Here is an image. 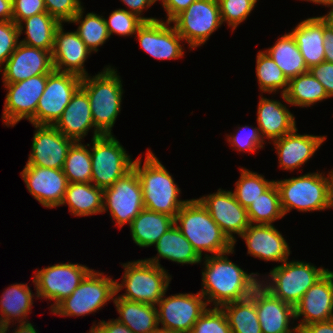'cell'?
<instances>
[{
	"label": "cell",
	"instance_id": "obj_1",
	"mask_svg": "<svg viewBox=\"0 0 333 333\" xmlns=\"http://www.w3.org/2000/svg\"><path fill=\"white\" fill-rule=\"evenodd\" d=\"M234 248L217 255L205 254L202 270V289L199 291L207 304L214 307L250 297L260 284L259 273H247L227 257ZM204 259V260H203Z\"/></svg>",
	"mask_w": 333,
	"mask_h": 333
},
{
	"label": "cell",
	"instance_id": "obj_2",
	"mask_svg": "<svg viewBox=\"0 0 333 333\" xmlns=\"http://www.w3.org/2000/svg\"><path fill=\"white\" fill-rule=\"evenodd\" d=\"M141 158L135 159L133 169L141 183L145 209L175 218L188 200L178 198L181 190L175 179L149 148L142 166Z\"/></svg>",
	"mask_w": 333,
	"mask_h": 333
},
{
	"label": "cell",
	"instance_id": "obj_3",
	"mask_svg": "<svg viewBox=\"0 0 333 333\" xmlns=\"http://www.w3.org/2000/svg\"><path fill=\"white\" fill-rule=\"evenodd\" d=\"M175 226L202 258L203 252L217 255L234 248L219 225L198 199H189L174 218Z\"/></svg>",
	"mask_w": 333,
	"mask_h": 333
},
{
	"label": "cell",
	"instance_id": "obj_4",
	"mask_svg": "<svg viewBox=\"0 0 333 333\" xmlns=\"http://www.w3.org/2000/svg\"><path fill=\"white\" fill-rule=\"evenodd\" d=\"M122 79L114 67L106 66L95 76L82 77L81 87L86 91L95 131L112 135V127L121 111Z\"/></svg>",
	"mask_w": 333,
	"mask_h": 333
},
{
	"label": "cell",
	"instance_id": "obj_5",
	"mask_svg": "<svg viewBox=\"0 0 333 333\" xmlns=\"http://www.w3.org/2000/svg\"><path fill=\"white\" fill-rule=\"evenodd\" d=\"M124 274L121 283L116 280L115 288L118 294L123 288L125 293L117 295L129 301L156 306L169 288L172 279L163 266H157L145 259L121 264Z\"/></svg>",
	"mask_w": 333,
	"mask_h": 333
},
{
	"label": "cell",
	"instance_id": "obj_6",
	"mask_svg": "<svg viewBox=\"0 0 333 333\" xmlns=\"http://www.w3.org/2000/svg\"><path fill=\"white\" fill-rule=\"evenodd\" d=\"M328 270L309 262L286 260L272 268L268 274L269 279L261 280L260 284L274 297L295 306L305 292Z\"/></svg>",
	"mask_w": 333,
	"mask_h": 333
},
{
	"label": "cell",
	"instance_id": "obj_7",
	"mask_svg": "<svg viewBox=\"0 0 333 333\" xmlns=\"http://www.w3.org/2000/svg\"><path fill=\"white\" fill-rule=\"evenodd\" d=\"M284 215L292 209L300 212L329 209L328 179L323 172H313L275 180Z\"/></svg>",
	"mask_w": 333,
	"mask_h": 333
},
{
	"label": "cell",
	"instance_id": "obj_8",
	"mask_svg": "<svg viewBox=\"0 0 333 333\" xmlns=\"http://www.w3.org/2000/svg\"><path fill=\"white\" fill-rule=\"evenodd\" d=\"M116 280L92 269L73 293L60 301L52 310L59 316H85L101 310L116 294Z\"/></svg>",
	"mask_w": 333,
	"mask_h": 333
},
{
	"label": "cell",
	"instance_id": "obj_9",
	"mask_svg": "<svg viewBox=\"0 0 333 333\" xmlns=\"http://www.w3.org/2000/svg\"><path fill=\"white\" fill-rule=\"evenodd\" d=\"M90 156L92 161L91 183L104 190L133 169L135 160L114 135L92 138Z\"/></svg>",
	"mask_w": 333,
	"mask_h": 333
},
{
	"label": "cell",
	"instance_id": "obj_10",
	"mask_svg": "<svg viewBox=\"0 0 333 333\" xmlns=\"http://www.w3.org/2000/svg\"><path fill=\"white\" fill-rule=\"evenodd\" d=\"M171 23L191 50L202 46L222 25L218 1L195 0Z\"/></svg>",
	"mask_w": 333,
	"mask_h": 333
},
{
	"label": "cell",
	"instance_id": "obj_11",
	"mask_svg": "<svg viewBox=\"0 0 333 333\" xmlns=\"http://www.w3.org/2000/svg\"><path fill=\"white\" fill-rule=\"evenodd\" d=\"M78 263H57L34 272L33 282L38 298L54 301L52 310L60 301L69 297L91 271Z\"/></svg>",
	"mask_w": 333,
	"mask_h": 333
},
{
	"label": "cell",
	"instance_id": "obj_12",
	"mask_svg": "<svg viewBox=\"0 0 333 333\" xmlns=\"http://www.w3.org/2000/svg\"><path fill=\"white\" fill-rule=\"evenodd\" d=\"M140 180L134 169L103 190V213L109 211L114 225L122 228L144 209Z\"/></svg>",
	"mask_w": 333,
	"mask_h": 333
},
{
	"label": "cell",
	"instance_id": "obj_13",
	"mask_svg": "<svg viewBox=\"0 0 333 333\" xmlns=\"http://www.w3.org/2000/svg\"><path fill=\"white\" fill-rule=\"evenodd\" d=\"M164 296L157 303L158 324L173 333H190L199 317L209 306L204 296L198 292L177 293Z\"/></svg>",
	"mask_w": 333,
	"mask_h": 333
},
{
	"label": "cell",
	"instance_id": "obj_14",
	"mask_svg": "<svg viewBox=\"0 0 333 333\" xmlns=\"http://www.w3.org/2000/svg\"><path fill=\"white\" fill-rule=\"evenodd\" d=\"M41 74L16 83H3L7 91L2 113L5 126L14 127L22 119L35 125V113L46 87L47 76Z\"/></svg>",
	"mask_w": 333,
	"mask_h": 333
},
{
	"label": "cell",
	"instance_id": "obj_15",
	"mask_svg": "<svg viewBox=\"0 0 333 333\" xmlns=\"http://www.w3.org/2000/svg\"><path fill=\"white\" fill-rule=\"evenodd\" d=\"M81 81L82 77L78 75L53 70L47 76L46 87L36 108L35 125L53 126L81 86Z\"/></svg>",
	"mask_w": 333,
	"mask_h": 333
},
{
	"label": "cell",
	"instance_id": "obj_16",
	"mask_svg": "<svg viewBox=\"0 0 333 333\" xmlns=\"http://www.w3.org/2000/svg\"><path fill=\"white\" fill-rule=\"evenodd\" d=\"M197 199L235 247L237 240L234 235L240 237L250 225L247 209L237 202L231 190L219 188L216 193Z\"/></svg>",
	"mask_w": 333,
	"mask_h": 333
},
{
	"label": "cell",
	"instance_id": "obj_17",
	"mask_svg": "<svg viewBox=\"0 0 333 333\" xmlns=\"http://www.w3.org/2000/svg\"><path fill=\"white\" fill-rule=\"evenodd\" d=\"M171 22L157 19L144 22L134 36L145 53L158 60H172L183 57L184 42ZM171 25V26H170Z\"/></svg>",
	"mask_w": 333,
	"mask_h": 333
},
{
	"label": "cell",
	"instance_id": "obj_18",
	"mask_svg": "<svg viewBox=\"0 0 333 333\" xmlns=\"http://www.w3.org/2000/svg\"><path fill=\"white\" fill-rule=\"evenodd\" d=\"M20 175L28 192L43 207L60 206L69 184L62 169L25 165Z\"/></svg>",
	"mask_w": 333,
	"mask_h": 333
},
{
	"label": "cell",
	"instance_id": "obj_19",
	"mask_svg": "<svg viewBox=\"0 0 333 333\" xmlns=\"http://www.w3.org/2000/svg\"><path fill=\"white\" fill-rule=\"evenodd\" d=\"M35 133L26 165L62 169L74 140L51 125H32Z\"/></svg>",
	"mask_w": 333,
	"mask_h": 333
},
{
	"label": "cell",
	"instance_id": "obj_20",
	"mask_svg": "<svg viewBox=\"0 0 333 333\" xmlns=\"http://www.w3.org/2000/svg\"><path fill=\"white\" fill-rule=\"evenodd\" d=\"M295 320L303 317L297 328L333 319V271L328 270L294 306Z\"/></svg>",
	"mask_w": 333,
	"mask_h": 333
},
{
	"label": "cell",
	"instance_id": "obj_21",
	"mask_svg": "<svg viewBox=\"0 0 333 333\" xmlns=\"http://www.w3.org/2000/svg\"><path fill=\"white\" fill-rule=\"evenodd\" d=\"M53 70L51 52L19 42L0 72L3 83H16Z\"/></svg>",
	"mask_w": 333,
	"mask_h": 333
},
{
	"label": "cell",
	"instance_id": "obj_22",
	"mask_svg": "<svg viewBox=\"0 0 333 333\" xmlns=\"http://www.w3.org/2000/svg\"><path fill=\"white\" fill-rule=\"evenodd\" d=\"M250 297L255 302L257 317L262 333H296L297 326L289 327L294 323V306L274 297L267 289L259 284ZM292 321V323H290Z\"/></svg>",
	"mask_w": 333,
	"mask_h": 333
},
{
	"label": "cell",
	"instance_id": "obj_23",
	"mask_svg": "<svg viewBox=\"0 0 333 333\" xmlns=\"http://www.w3.org/2000/svg\"><path fill=\"white\" fill-rule=\"evenodd\" d=\"M91 53L76 31L65 32L63 23L56 28L51 53L55 71L88 76L84 63Z\"/></svg>",
	"mask_w": 333,
	"mask_h": 333
},
{
	"label": "cell",
	"instance_id": "obj_24",
	"mask_svg": "<svg viewBox=\"0 0 333 333\" xmlns=\"http://www.w3.org/2000/svg\"><path fill=\"white\" fill-rule=\"evenodd\" d=\"M245 240L247 254L264 261L288 260L290 247L274 225L250 224L240 236Z\"/></svg>",
	"mask_w": 333,
	"mask_h": 333
},
{
	"label": "cell",
	"instance_id": "obj_25",
	"mask_svg": "<svg viewBox=\"0 0 333 333\" xmlns=\"http://www.w3.org/2000/svg\"><path fill=\"white\" fill-rule=\"evenodd\" d=\"M297 127L280 139L273 141L278 155L279 167L293 171L299 169L319 149L327 136L299 134Z\"/></svg>",
	"mask_w": 333,
	"mask_h": 333
},
{
	"label": "cell",
	"instance_id": "obj_26",
	"mask_svg": "<svg viewBox=\"0 0 333 333\" xmlns=\"http://www.w3.org/2000/svg\"><path fill=\"white\" fill-rule=\"evenodd\" d=\"M53 126L65 137L75 142L82 141L89 130L93 128V139L101 136L98 131H95L90 101L86 91L81 86L73 94L70 103Z\"/></svg>",
	"mask_w": 333,
	"mask_h": 333
},
{
	"label": "cell",
	"instance_id": "obj_27",
	"mask_svg": "<svg viewBox=\"0 0 333 333\" xmlns=\"http://www.w3.org/2000/svg\"><path fill=\"white\" fill-rule=\"evenodd\" d=\"M257 126L264 142L265 139L275 141L296 128L295 116L275 99L260 96L257 107Z\"/></svg>",
	"mask_w": 333,
	"mask_h": 333
},
{
	"label": "cell",
	"instance_id": "obj_28",
	"mask_svg": "<svg viewBox=\"0 0 333 333\" xmlns=\"http://www.w3.org/2000/svg\"><path fill=\"white\" fill-rule=\"evenodd\" d=\"M302 54L308 69L325 61V20L310 17L299 22L290 32Z\"/></svg>",
	"mask_w": 333,
	"mask_h": 333
},
{
	"label": "cell",
	"instance_id": "obj_29",
	"mask_svg": "<svg viewBox=\"0 0 333 333\" xmlns=\"http://www.w3.org/2000/svg\"><path fill=\"white\" fill-rule=\"evenodd\" d=\"M154 246L158 255L145 259L151 264L161 267L159 262L161 258L182 265L201 263L202 258L175 224L159 238Z\"/></svg>",
	"mask_w": 333,
	"mask_h": 333
},
{
	"label": "cell",
	"instance_id": "obj_30",
	"mask_svg": "<svg viewBox=\"0 0 333 333\" xmlns=\"http://www.w3.org/2000/svg\"><path fill=\"white\" fill-rule=\"evenodd\" d=\"M113 303L119 314L116 320L127 326L133 333H151L158 324L157 308L151 304L129 301L114 296Z\"/></svg>",
	"mask_w": 333,
	"mask_h": 333
},
{
	"label": "cell",
	"instance_id": "obj_31",
	"mask_svg": "<svg viewBox=\"0 0 333 333\" xmlns=\"http://www.w3.org/2000/svg\"><path fill=\"white\" fill-rule=\"evenodd\" d=\"M173 225L172 216L144 208L129 226L134 243L139 247H150Z\"/></svg>",
	"mask_w": 333,
	"mask_h": 333
},
{
	"label": "cell",
	"instance_id": "obj_32",
	"mask_svg": "<svg viewBox=\"0 0 333 333\" xmlns=\"http://www.w3.org/2000/svg\"><path fill=\"white\" fill-rule=\"evenodd\" d=\"M33 294L27 283H15L3 291L0 299V319L8 326L11 322H27L33 306Z\"/></svg>",
	"mask_w": 333,
	"mask_h": 333
},
{
	"label": "cell",
	"instance_id": "obj_33",
	"mask_svg": "<svg viewBox=\"0 0 333 333\" xmlns=\"http://www.w3.org/2000/svg\"><path fill=\"white\" fill-rule=\"evenodd\" d=\"M67 204L73 216H89L103 212V190L93 183H69L61 205Z\"/></svg>",
	"mask_w": 333,
	"mask_h": 333
},
{
	"label": "cell",
	"instance_id": "obj_34",
	"mask_svg": "<svg viewBox=\"0 0 333 333\" xmlns=\"http://www.w3.org/2000/svg\"><path fill=\"white\" fill-rule=\"evenodd\" d=\"M60 24L55 17L47 12L26 18L18 24L19 36H21L24 29V34H26V37L20 42L52 53L54 34Z\"/></svg>",
	"mask_w": 333,
	"mask_h": 333
},
{
	"label": "cell",
	"instance_id": "obj_35",
	"mask_svg": "<svg viewBox=\"0 0 333 333\" xmlns=\"http://www.w3.org/2000/svg\"><path fill=\"white\" fill-rule=\"evenodd\" d=\"M264 51L279 66L288 80L309 71L290 32L279 37L274 45Z\"/></svg>",
	"mask_w": 333,
	"mask_h": 333
},
{
	"label": "cell",
	"instance_id": "obj_36",
	"mask_svg": "<svg viewBox=\"0 0 333 333\" xmlns=\"http://www.w3.org/2000/svg\"><path fill=\"white\" fill-rule=\"evenodd\" d=\"M281 96L283 102L302 108L330 98L324 86L309 71L291 78L287 91Z\"/></svg>",
	"mask_w": 333,
	"mask_h": 333
},
{
	"label": "cell",
	"instance_id": "obj_37",
	"mask_svg": "<svg viewBox=\"0 0 333 333\" xmlns=\"http://www.w3.org/2000/svg\"><path fill=\"white\" fill-rule=\"evenodd\" d=\"M231 333H262L255 302L251 297L221 306Z\"/></svg>",
	"mask_w": 333,
	"mask_h": 333
},
{
	"label": "cell",
	"instance_id": "obj_38",
	"mask_svg": "<svg viewBox=\"0 0 333 333\" xmlns=\"http://www.w3.org/2000/svg\"><path fill=\"white\" fill-rule=\"evenodd\" d=\"M247 214L250 224L265 225H273L276 220L285 216L275 182L247 207Z\"/></svg>",
	"mask_w": 333,
	"mask_h": 333
},
{
	"label": "cell",
	"instance_id": "obj_39",
	"mask_svg": "<svg viewBox=\"0 0 333 333\" xmlns=\"http://www.w3.org/2000/svg\"><path fill=\"white\" fill-rule=\"evenodd\" d=\"M83 13L82 6L69 23L77 24L76 32L86 47L93 53L98 52L99 46H102L110 38L104 16L90 12L83 18Z\"/></svg>",
	"mask_w": 333,
	"mask_h": 333
},
{
	"label": "cell",
	"instance_id": "obj_40",
	"mask_svg": "<svg viewBox=\"0 0 333 333\" xmlns=\"http://www.w3.org/2000/svg\"><path fill=\"white\" fill-rule=\"evenodd\" d=\"M62 171L69 183H91L90 144L74 142L68 151Z\"/></svg>",
	"mask_w": 333,
	"mask_h": 333
},
{
	"label": "cell",
	"instance_id": "obj_41",
	"mask_svg": "<svg viewBox=\"0 0 333 333\" xmlns=\"http://www.w3.org/2000/svg\"><path fill=\"white\" fill-rule=\"evenodd\" d=\"M256 58V77L260 91L276 94L282 89L281 94H285L289 80L279 66L263 50L257 53Z\"/></svg>",
	"mask_w": 333,
	"mask_h": 333
},
{
	"label": "cell",
	"instance_id": "obj_42",
	"mask_svg": "<svg viewBox=\"0 0 333 333\" xmlns=\"http://www.w3.org/2000/svg\"><path fill=\"white\" fill-rule=\"evenodd\" d=\"M240 177L235 183L232 191L237 202L247 209L263 192H265L275 180H267L263 175L250 171L246 168H239Z\"/></svg>",
	"mask_w": 333,
	"mask_h": 333
},
{
	"label": "cell",
	"instance_id": "obj_43",
	"mask_svg": "<svg viewBox=\"0 0 333 333\" xmlns=\"http://www.w3.org/2000/svg\"><path fill=\"white\" fill-rule=\"evenodd\" d=\"M222 24L226 23L232 32L248 18L255 4L250 0H217Z\"/></svg>",
	"mask_w": 333,
	"mask_h": 333
},
{
	"label": "cell",
	"instance_id": "obj_44",
	"mask_svg": "<svg viewBox=\"0 0 333 333\" xmlns=\"http://www.w3.org/2000/svg\"><path fill=\"white\" fill-rule=\"evenodd\" d=\"M104 19L110 37L113 33L125 37L132 36L144 23L141 18L122 8L112 11L109 18L104 17Z\"/></svg>",
	"mask_w": 333,
	"mask_h": 333
},
{
	"label": "cell",
	"instance_id": "obj_45",
	"mask_svg": "<svg viewBox=\"0 0 333 333\" xmlns=\"http://www.w3.org/2000/svg\"><path fill=\"white\" fill-rule=\"evenodd\" d=\"M190 333H231V329L221 307H208L196 321Z\"/></svg>",
	"mask_w": 333,
	"mask_h": 333
},
{
	"label": "cell",
	"instance_id": "obj_46",
	"mask_svg": "<svg viewBox=\"0 0 333 333\" xmlns=\"http://www.w3.org/2000/svg\"><path fill=\"white\" fill-rule=\"evenodd\" d=\"M238 132L231 135H226L227 140L234 150L239 152H256L260 148H264V140L261 137L258 127H252L245 125L244 127H238Z\"/></svg>",
	"mask_w": 333,
	"mask_h": 333
},
{
	"label": "cell",
	"instance_id": "obj_47",
	"mask_svg": "<svg viewBox=\"0 0 333 333\" xmlns=\"http://www.w3.org/2000/svg\"><path fill=\"white\" fill-rule=\"evenodd\" d=\"M18 25L11 21H0V70L19 44Z\"/></svg>",
	"mask_w": 333,
	"mask_h": 333
},
{
	"label": "cell",
	"instance_id": "obj_48",
	"mask_svg": "<svg viewBox=\"0 0 333 333\" xmlns=\"http://www.w3.org/2000/svg\"><path fill=\"white\" fill-rule=\"evenodd\" d=\"M46 11L60 23L70 22L82 7L80 0H44Z\"/></svg>",
	"mask_w": 333,
	"mask_h": 333
},
{
	"label": "cell",
	"instance_id": "obj_49",
	"mask_svg": "<svg viewBox=\"0 0 333 333\" xmlns=\"http://www.w3.org/2000/svg\"><path fill=\"white\" fill-rule=\"evenodd\" d=\"M12 21L18 25L22 20L33 15L47 12L44 0H12Z\"/></svg>",
	"mask_w": 333,
	"mask_h": 333
},
{
	"label": "cell",
	"instance_id": "obj_50",
	"mask_svg": "<svg viewBox=\"0 0 333 333\" xmlns=\"http://www.w3.org/2000/svg\"><path fill=\"white\" fill-rule=\"evenodd\" d=\"M309 72L324 86L327 95L333 97V63L323 61L311 67Z\"/></svg>",
	"mask_w": 333,
	"mask_h": 333
},
{
	"label": "cell",
	"instance_id": "obj_51",
	"mask_svg": "<svg viewBox=\"0 0 333 333\" xmlns=\"http://www.w3.org/2000/svg\"><path fill=\"white\" fill-rule=\"evenodd\" d=\"M161 2L162 7L166 11L167 19L171 22L178 14L185 11L195 0H157Z\"/></svg>",
	"mask_w": 333,
	"mask_h": 333
},
{
	"label": "cell",
	"instance_id": "obj_52",
	"mask_svg": "<svg viewBox=\"0 0 333 333\" xmlns=\"http://www.w3.org/2000/svg\"><path fill=\"white\" fill-rule=\"evenodd\" d=\"M127 7L126 9L128 12L138 16L144 22H150L157 20L154 17H144L143 11L147 10L150 6L157 2V0H121Z\"/></svg>",
	"mask_w": 333,
	"mask_h": 333
},
{
	"label": "cell",
	"instance_id": "obj_53",
	"mask_svg": "<svg viewBox=\"0 0 333 333\" xmlns=\"http://www.w3.org/2000/svg\"><path fill=\"white\" fill-rule=\"evenodd\" d=\"M92 327H97L102 333H133L127 326L116 319L101 320L97 324H93Z\"/></svg>",
	"mask_w": 333,
	"mask_h": 333
},
{
	"label": "cell",
	"instance_id": "obj_54",
	"mask_svg": "<svg viewBox=\"0 0 333 333\" xmlns=\"http://www.w3.org/2000/svg\"><path fill=\"white\" fill-rule=\"evenodd\" d=\"M300 331L301 333H333V319L306 325Z\"/></svg>",
	"mask_w": 333,
	"mask_h": 333
},
{
	"label": "cell",
	"instance_id": "obj_55",
	"mask_svg": "<svg viewBox=\"0 0 333 333\" xmlns=\"http://www.w3.org/2000/svg\"><path fill=\"white\" fill-rule=\"evenodd\" d=\"M324 48H325V61L333 63V30L330 27H328L326 21H325Z\"/></svg>",
	"mask_w": 333,
	"mask_h": 333
},
{
	"label": "cell",
	"instance_id": "obj_56",
	"mask_svg": "<svg viewBox=\"0 0 333 333\" xmlns=\"http://www.w3.org/2000/svg\"><path fill=\"white\" fill-rule=\"evenodd\" d=\"M13 17L12 0H0V21H11Z\"/></svg>",
	"mask_w": 333,
	"mask_h": 333
},
{
	"label": "cell",
	"instance_id": "obj_57",
	"mask_svg": "<svg viewBox=\"0 0 333 333\" xmlns=\"http://www.w3.org/2000/svg\"><path fill=\"white\" fill-rule=\"evenodd\" d=\"M13 330V333H37L34 325H32L29 321L19 323V326L17 325V327Z\"/></svg>",
	"mask_w": 333,
	"mask_h": 333
},
{
	"label": "cell",
	"instance_id": "obj_58",
	"mask_svg": "<svg viewBox=\"0 0 333 333\" xmlns=\"http://www.w3.org/2000/svg\"><path fill=\"white\" fill-rule=\"evenodd\" d=\"M328 179V194H329V208H333V170L327 174Z\"/></svg>",
	"mask_w": 333,
	"mask_h": 333
},
{
	"label": "cell",
	"instance_id": "obj_59",
	"mask_svg": "<svg viewBox=\"0 0 333 333\" xmlns=\"http://www.w3.org/2000/svg\"><path fill=\"white\" fill-rule=\"evenodd\" d=\"M321 17L327 22L328 27L333 30V8H331L326 15Z\"/></svg>",
	"mask_w": 333,
	"mask_h": 333
},
{
	"label": "cell",
	"instance_id": "obj_60",
	"mask_svg": "<svg viewBox=\"0 0 333 333\" xmlns=\"http://www.w3.org/2000/svg\"><path fill=\"white\" fill-rule=\"evenodd\" d=\"M303 1H309V2H313L314 4H321L325 7H331L333 8V0H303Z\"/></svg>",
	"mask_w": 333,
	"mask_h": 333
},
{
	"label": "cell",
	"instance_id": "obj_61",
	"mask_svg": "<svg viewBox=\"0 0 333 333\" xmlns=\"http://www.w3.org/2000/svg\"><path fill=\"white\" fill-rule=\"evenodd\" d=\"M9 332V325L7 326L1 319H0V333H7Z\"/></svg>",
	"mask_w": 333,
	"mask_h": 333
},
{
	"label": "cell",
	"instance_id": "obj_62",
	"mask_svg": "<svg viewBox=\"0 0 333 333\" xmlns=\"http://www.w3.org/2000/svg\"><path fill=\"white\" fill-rule=\"evenodd\" d=\"M151 333H173V332H169L166 329L158 327L156 330L152 331Z\"/></svg>",
	"mask_w": 333,
	"mask_h": 333
},
{
	"label": "cell",
	"instance_id": "obj_63",
	"mask_svg": "<svg viewBox=\"0 0 333 333\" xmlns=\"http://www.w3.org/2000/svg\"><path fill=\"white\" fill-rule=\"evenodd\" d=\"M89 333H102L97 327H91Z\"/></svg>",
	"mask_w": 333,
	"mask_h": 333
},
{
	"label": "cell",
	"instance_id": "obj_64",
	"mask_svg": "<svg viewBox=\"0 0 333 333\" xmlns=\"http://www.w3.org/2000/svg\"><path fill=\"white\" fill-rule=\"evenodd\" d=\"M250 1H252L256 5L258 0H250Z\"/></svg>",
	"mask_w": 333,
	"mask_h": 333
}]
</instances>
